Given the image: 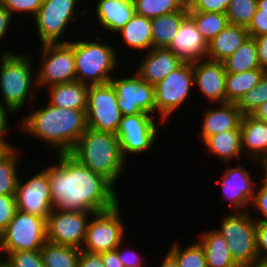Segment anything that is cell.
<instances>
[{"label": "cell", "instance_id": "obj_41", "mask_svg": "<svg viewBox=\"0 0 267 267\" xmlns=\"http://www.w3.org/2000/svg\"><path fill=\"white\" fill-rule=\"evenodd\" d=\"M44 0H0V4L14 16V12L30 13L34 17Z\"/></svg>", "mask_w": 267, "mask_h": 267}, {"label": "cell", "instance_id": "obj_55", "mask_svg": "<svg viewBox=\"0 0 267 267\" xmlns=\"http://www.w3.org/2000/svg\"><path fill=\"white\" fill-rule=\"evenodd\" d=\"M257 9L260 14H267V0H257Z\"/></svg>", "mask_w": 267, "mask_h": 267}, {"label": "cell", "instance_id": "obj_42", "mask_svg": "<svg viewBox=\"0 0 267 267\" xmlns=\"http://www.w3.org/2000/svg\"><path fill=\"white\" fill-rule=\"evenodd\" d=\"M16 210L15 195H0V234L13 219Z\"/></svg>", "mask_w": 267, "mask_h": 267}, {"label": "cell", "instance_id": "obj_47", "mask_svg": "<svg viewBox=\"0 0 267 267\" xmlns=\"http://www.w3.org/2000/svg\"><path fill=\"white\" fill-rule=\"evenodd\" d=\"M1 101V100H0ZM14 113L6 106L1 104L0 102V142L8 149L12 148L13 145L10 144V142L6 141L5 135L7 136L9 129V115Z\"/></svg>", "mask_w": 267, "mask_h": 267}, {"label": "cell", "instance_id": "obj_23", "mask_svg": "<svg viewBox=\"0 0 267 267\" xmlns=\"http://www.w3.org/2000/svg\"><path fill=\"white\" fill-rule=\"evenodd\" d=\"M95 10L97 24L116 34L135 15L133 0H99Z\"/></svg>", "mask_w": 267, "mask_h": 267}, {"label": "cell", "instance_id": "obj_49", "mask_svg": "<svg viewBox=\"0 0 267 267\" xmlns=\"http://www.w3.org/2000/svg\"><path fill=\"white\" fill-rule=\"evenodd\" d=\"M257 47L259 66L267 71V34L254 38Z\"/></svg>", "mask_w": 267, "mask_h": 267}, {"label": "cell", "instance_id": "obj_8", "mask_svg": "<svg viewBox=\"0 0 267 267\" xmlns=\"http://www.w3.org/2000/svg\"><path fill=\"white\" fill-rule=\"evenodd\" d=\"M194 85L192 63L183 62L155 86L156 112L160 123L166 121L191 97ZM162 120V121H161Z\"/></svg>", "mask_w": 267, "mask_h": 267}, {"label": "cell", "instance_id": "obj_54", "mask_svg": "<svg viewBox=\"0 0 267 267\" xmlns=\"http://www.w3.org/2000/svg\"><path fill=\"white\" fill-rule=\"evenodd\" d=\"M258 163H260L259 165L262 167L261 169L265 172V177L262 178V182L267 185V157L262 158Z\"/></svg>", "mask_w": 267, "mask_h": 267}, {"label": "cell", "instance_id": "obj_3", "mask_svg": "<svg viewBox=\"0 0 267 267\" xmlns=\"http://www.w3.org/2000/svg\"><path fill=\"white\" fill-rule=\"evenodd\" d=\"M69 153L93 173L107 179L113 186L117 184L116 181L126 163L118 137L113 133L92 128H87Z\"/></svg>", "mask_w": 267, "mask_h": 267}, {"label": "cell", "instance_id": "obj_18", "mask_svg": "<svg viewBox=\"0 0 267 267\" xmlns=\"http://www.w3.org/2000/svg\"><path fill=\"white\" fill-rule=\"evenodd\" d=\"M194 86L201 91L210 103H226L225 83L227 72L223 62L208 59L192 63Z\"/></svg>", "mask_w": 267, "mask_h": 267}, {"label": "cell", "instance_id": "obj_28", "mask_svg": "<svg viewBox=\"0 0 267 267\" xmlns=\"http://www.w3.org/2000/svg\"><path fill=\"white\" fill-rule=\"evenodd\" d=\"M122 42L138 51L153 48L151 19L135 14L118 32ZM149 49V50H148Z\"/></svg>", "mask_w": 267, "mask_h": 267}, {"label": "cell", "instance_id": "obj_25", "mask_svg": "<svg viewBox=\"0 0 267 267\" xmlns=\"http://www.w3.org/2000/svg\"><path fill=\"white\" fill-rule=\"evenodd\" d=\"M49 104L73 110H86L89 86L79 81L52 85Z\"/></svg>", "mask_w": 267, "mask_h": 267}, {"label": "cell", "instance_id": "obj_4", "mask_svg": "<svg viewBox=\"0 0 267 267\" xmlns=\"http://www.w3.org/2000/svg\"><path fill=\"white\" fill-rule=\"evenodd\" d=\"M0 55V95L3 97L0 102L15 114L28 103L27 99L34 101L31 90L37 87V81L32 74L33 60L30 54L19 55L12 51H3Z\"/></svg>", "mask_w": 267, "mask_h": 267}, {"label": "cell", "instance_id": "obj_50", "mask_svg": "<svg viewBox=\"0 0 267 267\" xmlns=\"http://www.w3.org/2000/svg\"><path fill=\"white\" fill-rule=\"evenodd\" d=\"M104 267H124L116 250L101 253Z\"/></svg>", "mask_w": 267, "mask_h": 267}, {"label": "cell", "instance_id": "obj_34", "mask_svg": "<svg viewBox=\"0 0 267 267\" xmlns=\"http://www.w3.org/2000/svg\"><path fill=\"white\" fill-rule=\"evenodd\" d=\"M188 15L207 43L229 24L227 15L223 13L188 12Z\"/></svg>", "mask_w": 267, "mask_h": 267}, {"label": "cell", "instance_id": "obj_15", "mask_svg": "<svg viewBox=\"0 0 267 267\" xmlns=\"http://www.w3.org/2000/svg\"><path fill=\"white\" fill-rule=\"evenodd\" d=\"M153 115L138 113L123 116L116 136L119 139L123 157L147 152L155 143L158 136V125Z\"/></svg>", "mask_w": 267, "mask_h": 267}, {"label": "cell", "instance_id": "obj_39", "mask_svg": "<svg viewBox=\"0 0 267 267\" xmlns=\"http://www.w3.org/2000/svg\"><path fill=\"white\" fill-rule=\"evenodd\" d=\"M7 256H2L0 259H3L9 267H45L41 257V251H15L9 252Z\"/></svg>", "mask_w": 267, "mask_h": 267}, {"label": "cell", "instance_id": "obj_30", "mask_svg": "<svg viewBox=\"0 0 267 267\" xmlns=\"http://www.w3.org/2000/svg\"><path fill=\"white\" fill-rule=\"evenodd\" d=\"M265 70L256 68L241 73H227L225 91L226 102L238 103V101L256 86L263 77Z\"/></svg>", "mask_w": 267, "mask_h": 267}, {"label": "cell", "instance_id": "obj_22", "mask_svg": "<svg viewBox=\"0 0 267 267\" xmlns=\"http://www.w3.org/2000/svg\"><path fill=\"white\" fill-rule=\"evenodd\" d=\"M241 149L255 163L267 157V122L252 115H243L240 122ZM257 161V162H256Z\"/></svg>", "mask_w": 267, "mask_h": 267}, {"label": "cell", "instance_id": "obj_17", "mask_svg": "<svg viewBox=\"0 0 267 267\" xmlns=\"http://www.w3.org/2000/svg\"><path fill=\"white\" fill-rule=\"evenodd\" d=\"M249 171L245 170L244 165L237 168L230 165L221 176L223 196L226 200L229 199L232 212L250 211L249 206L254 198L256 182L252 180Z\"/></svg>", "mask_w": 267, "mask_h": 267}, {"label": "cell", "instance_id": "obj_35", "mask_svg": "<svg viewBox=\"0 0 267 267\" xmlns=\"http://www.w3.org/2000/svg\"><path fill=\"white\" fill-rule=\"evenodd\" d=\"M133 3L135 14L153 19L181 11L187 5V0H133Z\"/></svg>", "mask_w": 267, "mask_h": 267}, {"label": "cell", "instance_id": "obj_32", "mask_svg": "<svg viewBox=\"0 0 267 267\" xmlns=\"http://www.w3.org/2000/svg\"><path fill=\"white\" fill-rule=\"evenodd\" d=\"M40 251L45 267H78L79 248L46 241Z\"/></svg>", "mask_w": 267, "mask_h": 267}, {"label": "cell", "instance_id": "obj_29", "mask_svg": "<svg viewBox=\"0 0 267 267\" xmlns=\"http://www.w3.org/2000/svg\"><path fill=\"white\" fill-rule=\"evenodd\" d=\"M187 15L186 5L181 11L151 19L153 48H168Z\"/></svg>", "mask_w": 267, "mask_h": 267}, {"label": "cell", "instance_id": "obj_20", "mask_svg": "<svg viewBox=\"0 0 267 267\" xmlns=\"http://www.w3.org/2000/svg\"><path fill=\"white\" fill-rule=\"evenodd\" d=\"M182 63L183 61L168 48H151L145 53L136 73L145 82L156 85Z\"/></svg>", "mask_w": 267, "mask_h": 267}, {"label": "cell", "instance_id": "obj_52", "mask_svg": "<svg viewBox=\"0 0 267 267\" xmlns=\"http://www.w3.org/2000/svg\"><path fill=\"white\" fill-rule=\"evenodd\" d=\"M251 115L260 121L267 122V101L261 104Z\"/></svg>", "mask_w": 267, "mask_h": 267}, {"label": "cell", "instance_id": "obj_56", "mask_svg": "<svg viewBox=\"0 0 267 267\" xmlns=\"http://www.w3.org/2000/svg\"><path fill=\"white\" fill-rule=\"evenodd\" d=\"M246 267H267V261L258 260L254 262L252 265H249Z\"/></svg>", "mask_w": 267, "mask_h": 267}, {"label": "cell", "instance_id": "obj_2", "mask_svg": "<svg viewBox=\"0 0 267 267\" xmlns=\"http://www.w3.org/2000/svg\"><path fill=\"white\" fill-rule=\"evenodd\" d=\"M22 130L42 140L58 153H69L87 130L86 110L55 107L33 110L20 124Z\"/></svg>", "mask_w": 267, "mask_h": 267}, {"label": "cell", "instance_id": "obj_40", "mask_svg": "<svg viewBox=\"0 0 267 267\" xmlns=\"http://www.w3.org/2000/svg\"><path fill=\"white\" fill-rule=\"evenodd\" d=\"M231 0H187L188 12L226 14Z\"/></svg>", "mask_w": 267, "mask_h": 267}, {"label": "cell", "instance_id": "obj_44", "mask_svg": "<svg viewBox=\"0 0 267 267\" xmlns=\"http://www.w3.org/2000/svg\"><path fill=\"white\" fill-rule=\"evenodd\" d=\"M251 38H256L267 34V14H260V10L252 17V20L246 28Z\"/></svg>", "mask_w": 267, "mask_h": 267}, {"label": "cell", "instance_id": "obj_27", "mask_svg": "<svg viewBox=\"0 0 267 267\" xmlns=\"http://www.w3.org/2000/svg\"><path fill=\"white\" fill-rule=\"evenodd\" d=\"M202 143L211 154L222 158L225 164L234 158L240 160L242 154L240 125L236 129L209 136Z\"/></svg>", "mask_w": 267, "mask_h": 267}, {"label": "cell", "instance_id": "obj_12", "mask_svg": "<svg viewBox=\"0 0 267 267\" xmlns=\"http://www.w3.org/2000/svg\"><path fill=\"white\" fill-rule=\"evenodd\" d=\"M86 116L88 128L116 135L123 115L110 82L89 86Z\"/></svg>", "mask_w": 267, "mask_h": 267}, {"label": "cell", "instance_id": "obj_37", "mask_svg": "<svg viewBox=\"0 0 267 267\" xmlns=\"http://www.w3.org/2000/svg\"><path fill=\"white\" fill-rule=\"evenodd\" d=\"M257 10V0H231L226 15L231 25L247 28Z\"/></svg>", "mask_w": 267, "mask_h": 267}, {"label": "cell", "instance_id": "obj_16", "mask_svg": "<svg viewBox=\"0 0 267 267\" xmlns=\"http://www.w3.org/2000/svg\"><path fill=\"white\" fill-rule=\"evenodd\" d=\"M18 178L15 199L17 210L47 219L53 210L50 181L41 170L27 181Z\"/></svg>", "mask_w": 267, "mask_h": 267}, {"label": "cell", "instance_id": "obj_58", "mask_svg": "<svg viewBox=\"0 0 267 267\" xmlns=\"http://www.w3.org/2000/svg\"><path fill=\"white\" fill-rule=\"evenodd\" d=\"M0 267H9V265L3 259H0Z\"/></svg>", "mask_w": 267, "mask_h": 267}, {"label": "cell", "instance_id": "obj_57", "mask_svg": "<svg viewBox=\"0 0 267 267\" xmlns=\"http://www.w3.org/2000/svg\"><path fill=\"white\" fill-rule=\"evenodd\" d=\"M7 150V148L0 142V156Z\"/></svg>", "mask_w": 267, "mask_h": 267}, {"label": "cell", "instance_id": "obj_24", "mask_svg": "<svg viewBox=\"0 0 267 267\" xmlns=\"http://www.w3.org/2000/svg\"><path fill=\"white\" fill-rule=\"evenodd\" d=\"M249 38L245 27L228 24L217 36L208 42L207 58L223 62Z\"/></svg>", "mask_w": 267, "mask_h": 267}, {"label": "cell", "instance_id": "obj_43", "mask_svg": "<svg viewBox=\"0 0 267 267\" xmlns=\"http://www.w3.org/2000/svg\"><path fill=\"white\" fill-rule=\"evenodd\" d=\"M262 184L259 186L256 185L254 198L251 203V206H255L257 211L261 213L262 218H260L257 214L255 217L256 221H267V185L261 182ZM257 190V191H256ZM264 217V218H263Z\"/></svg>", "mask_w": 267, "mask_h": 267}, {"label": "cell", "instance_id": "obj_13", "mask_svg": "<svg viewBox=\"0 0 267 267\" xmlns=\"http://www.w3.org/2000/svg\"><path fill=\"white\" fill-rule=\"evenodd\" d=\"M124 78H111L118 108L123 116L156 113L155 86L145 82L137 73ZM153 113V114H152Z\"/></svg>", "mask_w": 267, "mask_h": 267}, {"label": "cell", "instance_id": "obj_33", "mask_svg": "<svg viewBox=\"0 0 267 267\" xmlns=\"http://www.w3.org/2000/svg\"><path fill=\"white\" fill-rule=\"evenodd\" d=\"M18 155L21 156L18 150L12 147L0 156V195H15L19 178Z\"/></svg>", "mask_w": 267, "mask_h": 267}, {"label": "cell", "instance_id": "obj_11", "mask_svg": "<svg viewBox=\"0 0 267 267\" xmlns=\"http://www.w3.org/2000/svg\"><path fill=\"white\" fill-rule=\"evenodd\" d=\"M78 0H44L34 16L38 38L42 44L66 43L62 40L66 26L70 21H75L80 13L84 15L88 11H75ZM62 40V41H61Z\"/></svg>", "mask_w": 267, "mask_h": 267}, {"label": "cell", "instance_id": "obj_1", "mask_svg": "<svg viewBox=\"0 0 267 267\" xmlns=\"http://www.w3.org/2000/svg\"><path fill=\"white\" fill-rule=\"evenodd\" d=\"M58 162L44 169L50 181L53 209L99 213L120 201L116 189L70 153H58Z\"/></svg>", "mask_w": 267, "mask_h": 267}, {"label": "cell", "instance_id": "obj_10", "mask_svg": "<svg viewBox=\"0 0 267 267\" xmlns=\"http://www.w3.org/2000/svg\"><path fill=\"white\" fill-rule=\"evenodd\" d=\"M41 61L36 73L37 87L76 81L73 42L41 45Z\"/></svg>", "mask_w": 267, "mask_h": 267}, {"label": "cell", "instance_id": "obj_36", "mask_svg": "<svg viewBox=\"0 0 267 267\" xmlns=\"http://www.w3.org/2000/svg\"><path fill=\"white\" fill-rule=\"evenodd\" d=\"M173 244L168 252L176 259L179 267H207L205 252L199 241L183 249L177 241Z\"/></svg>", "mask_w": 267, "mask_h": 267}, {"label": "cell", "instance_id": "obj_51", "mask_svg": "<svg viewBox=\"0 0 267 267\" xmlns=\"http://www.w3.org/2000/svg\"><path fill=\"white\" fill-rule=\"evenodd\" d=\"M11 14L0 4V41L4 39L7 30L10 29Z\"/></svg>", "mask_w": 267, "mask_h": 267}, {"label": "cell", "instance_id": "obj_31", "mask_svg": "<svg viewBox=\"0 0 267 267\" xmlns=\"http://www.w3.org/2000/svg\"><path fill=\"white\" fill-rule=\"evenodd\" d=\"M223 64L227 73H241L260 68L254 38H247Z\"/></svg>", "mask_w": 267, "mask_h": 267}, {"label": "cell", "instance_id": "obj_21", "mask_svg": "<svg viewBox=\"0 0 267 267\" xmlns=\"http://www.w3.org/2000/svg\"><path fill=\"white\" fill-rule=\"evenodd\" d=\"M218 108L203 113V123L199 134L202 142L209 136L236 129L241 122L242 113L236 103H219Z\"/></svg>", "mask_w": 267, "mask_h": 267}, {"label": "cell", "instance_id": "obj_45", "mask_svg": "<svg viewBox=\"0 0 267 267\" xmlns=\"http://www.w3.org/2000/svg\"><path fill=\"white\" fill-rule=\"evenodd\" d=\"M122 243L115 249L119 256L120 261L123 263L124 267H145L143 264V259H141L140 254L138 255L137 252L127 250L124 247L122 248ZM124 251H123V250ZM141 259V260H140Z\"/></svg>", "mask_w": 267, "mask_h": 267}, {"label": "cell", "instance_id": "obj_9", "mask_svg": "<svg viewBox=\"0 0 267 267\" xmlns=\"http://www.w3.org/2000/svg\"><path fill=\"white\" fill-rule=\"evenodd\" d=\"M120 202L112 209L94 213L89 220L81 250L101 254L115 250L124 241L125 224L122 223Z\"/></svg>", "mask_w": 267, "mask_h": 267}, {"label": "cell", "instance_id": "obj_38", "mask_svg": "<svg viewBox=\"0 0 267 267\" xmlns=\"http://www.w3.org/2000/svg\"><path fill=\"white\" fill-rule=\"evenodd\" d=\"M267 101V71L260 82L238 101L242 115H251L261 104Z\"/></svg>", "mask_w": 267, "mask_h": 267}, {"label": "cell", "instance_id": "obj_48", "mask_svg": "<svg viewBox=\"0 0 267 267\" xmlns=\"http://www.w3.org/2000/svg\"><path fill=\"white\" fill-rule=\"evenodd\" d=\"M78 267H104L101 254L89 253L81 250Z\"/></svg>", "mask_w": 267, "mask_h": 267}, {"label": "cell", "instance_id": "obj_53", "mask_svg": "<svg viewBox=\"0 0 267 267\" xmlns=\"http://www.w3.org/2000/svg\"><path fill=\"white\" fill-rule=\"evenodd\" d=\"M163 262H161L160 267H179L176 259L168 252L167 255H165V258H163Z\"/></svg>", "mask_w": 267, "mask_h": 267}, {"label": "cell", "instance_id": "obj_6", "mask_svg": "<svg viewBox=\"0 0 267 267\" xmlns=\"http://www.w3.org/2000/svg\"><path fill=\"white\" fill-rule=\"evenodd\" d=\"M252 213L231 212L221 220L218 231L225 238L233 260L246 267L260 260L257 251V221Z\"/></svg>", "mask_w": 267, "mask_h": 267}, {"label": "cell", "instance_id": "obj_5", "mask_svg": "<svg viewBox=\"0 0 267 267\" xmlns=\"http://www.w3.org/2000/svg\"><path fill=\"white\" fill-rule=\"evenodd\" d=\"M102 39L98 36L94 42L73 41L76 81L88 86L111 81L110 73L118 67V52L108 42L101 44Z\"/></svg>", "mask_w": 267, "mask_h": 267}, {"label": "cell", "instance_id": "obj_46", "mask_svg": "<svg viewBox=\"0 0 267 267\" xmlns=\"http://www.w3.org/2000/svg\"><path fill=\"white\" fill-rule=\"evenodd\" d=\"M256 240L260 260L267 261V221H257Z\"/></svg>", "mask_w": 267, "mask_h": 267}, {"label": "cell", "instance_id": "obj_7", "mask_svg": "<svg viewBox=\"0 0 267 267\" xmlns=\"http://www.w3.org/2000/svg\"><path fill=\"white\" fill-rule=\"evenodd\" d=\"M46 241V219L16 210L0 234V254L39 250Z\"/></svg>", "mask_w": 267, "mask_h": 267}, {"label": "cell", "instance_id": "obj_14", "mask_svg": "<svg viewBox=\"0 0 267 267\" xmlns=\"http://www.w3.org/2000/svg\"><path fill=\"white\" fill-rule=\"evenodd\" d=\"M93 214L92 212L53 209L46 219L47 241L81 249L85 241L89 219Z\"/></svg>", "mask_w": 267, "mask_h": 267}, {"label": "cell", "instance_id": "obj_26", "mask_svg": "<svg viewBox=\"0 0 267 267\" xmlns=\"http://www.w3.org/2000/svg\"><path fill=\"white\" fill-rule=\"evenodd\" d=\"M198 239L205 252L207 267H240L233 260L225 238L216 229L201 233Z\"/></svg>", "mask_w": 267, "mask_h": 267}, {"label": "cell", "instance_id": "obj_19", "mask_svg": "<svg viewBox=\"0 0 267 267\" xmlns=\"http://www.w3.org/2000/svg\"><path fill=\"white\" fill-rule=\"evenodd\" d=\"M208 43L204 40L193 19L187 15L168 49L183 62L193 63L207 58Z\"/></svg>", "mask_w": 267, "mask_h": 267}]
</instances>
